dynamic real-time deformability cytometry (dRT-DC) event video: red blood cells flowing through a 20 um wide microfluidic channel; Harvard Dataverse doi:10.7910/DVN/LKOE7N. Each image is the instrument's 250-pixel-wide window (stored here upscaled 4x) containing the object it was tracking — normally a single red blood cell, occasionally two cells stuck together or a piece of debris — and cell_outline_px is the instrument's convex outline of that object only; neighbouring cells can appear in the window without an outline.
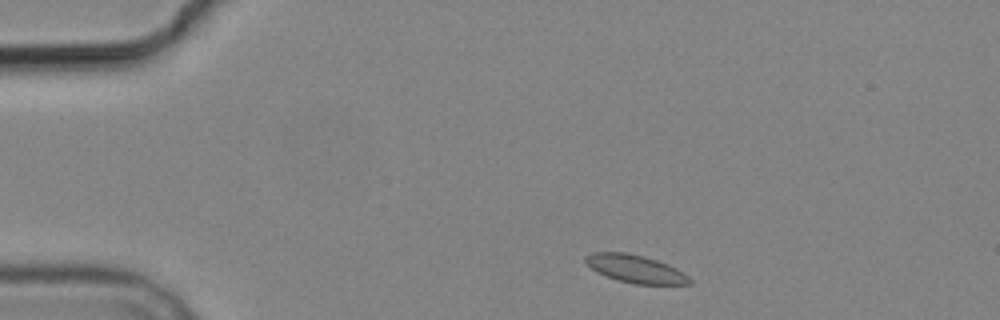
{"species": "common noctule bat (a hibernating species)", "species_latin": "Nyctalus noctula", "temperature_condition": "cold", "stored_images_in_passage": 6, "camera_frame_rate_fps": 3000, "um_per_image_px": 0.085, "animal": {"sex": "male", "body_mass_g": 19.2, "forearm_length_mm": 51.8}, "frame": {"image": 1, "passage_image": 1, "time_ms": 0.0, "image_size_px": [1000, 320], "cell_outline_px": [[692, 284], [636, 284], [620, 280], [596, 272], [584, 260], [584, 256], [592, 252], [624, 252], [644, 256], [668, 264], [684, 272], [692, 280]], "centroid_in_image_um": [54.03, 22.84], "position_along_channel_um": 31.0, "area_um2": 16.76}}
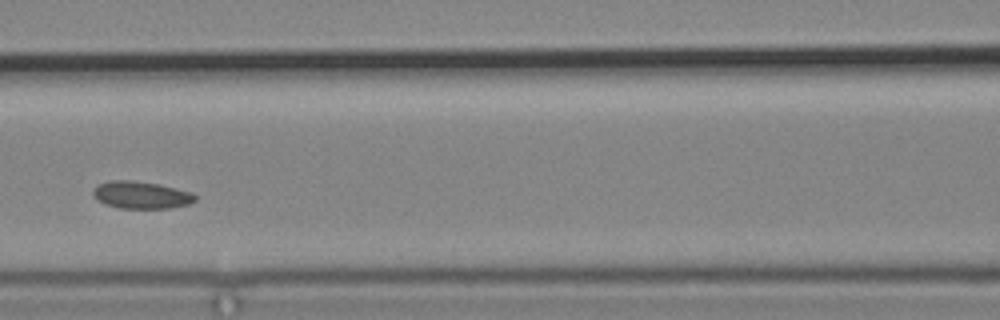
{"frame": {"image": 2, "passage_image": 5, "time_ms": 5.0, "image_size_px": [1000, 320], "cell_outline_px": [[196, 200], [188, 204], [172, 208], [120, 208], [104, 204], [96, 200], [92, 192], [96, 184], [108, 180], [128, 180], [160, 184], [192, 192], [196, 196]], "centroid_in_image_um": [11.97, 16.57], "position_along_channel_um": 154.6, "area_um2": 16.42}}
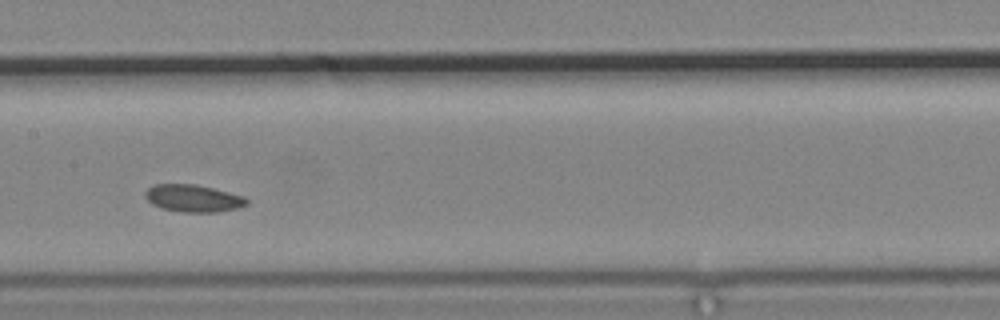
{"frame": {"image": 3, "passage_image": 6, "time_ms": 6.0, "image_size_px": [1000, 320], "cell_outline_px": [[248, 204], [236, 208], [216, 212], [180, 212], [160, 208], [152, 204], [144, 196], [144, 192], [152, 184], [196, 184], [244, 196], [248, 200]], "centroid_in_image_um": [16.38, 16.85], "position_along_channel_um": 191.0, "area_um2": 16.18}}